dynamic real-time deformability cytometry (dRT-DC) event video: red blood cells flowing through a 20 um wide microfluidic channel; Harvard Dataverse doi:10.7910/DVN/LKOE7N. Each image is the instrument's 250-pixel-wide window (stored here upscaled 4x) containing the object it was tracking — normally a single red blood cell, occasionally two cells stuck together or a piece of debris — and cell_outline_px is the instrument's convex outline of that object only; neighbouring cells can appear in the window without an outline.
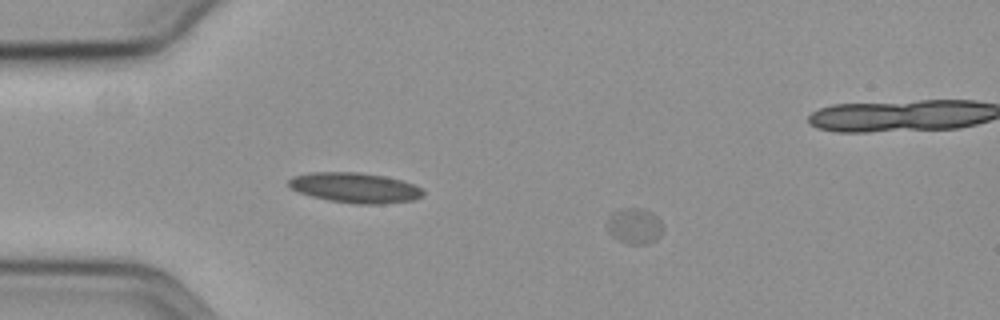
{"species": "common noctule bat (a hibernating species)", "species_latin": "Nyctalus noctula", "temperature_condition": "cold", "stored_images_in_passage": 47, "camera_frame_rate_fps": 3000, "um_per_image_px": 0.085, "animal": {"sex": "female", "body_mass_g": 19.3, "forearm_length_mm": 54.1}, "frame": {"image": 1, "passage_image": 1, "time_ms": 0.0, "image_size_px": [1000, 320], "cell_outline_px": [[660, 236], [656, 240], [648, 244], [628, 244], [616, 240], [608, 232], [608, 220], [612, 212], [628, 208], [640, 208], [652, 212], [660, 220]], "centroid_in_image_um": [53.91, 19.23], "position_along_channel_um": 31.1, "area_um2": 11.5}}
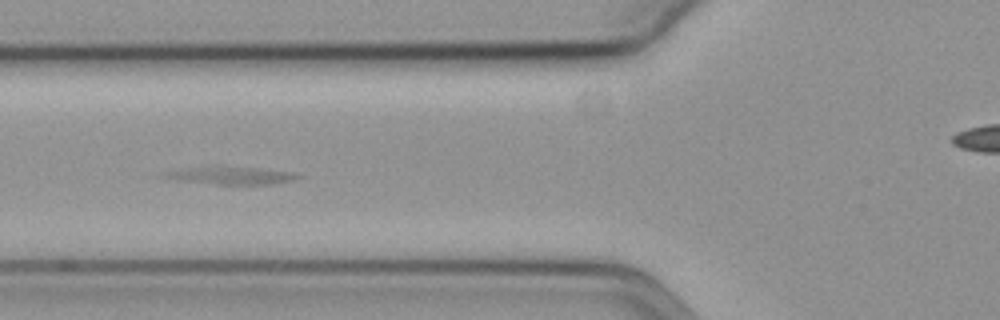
{"frame": {"image": 2, "passage_image": 12, "time_ms": 3.667, "image_size_px": [1000, 320], "cell_outline_px": [[300, 176], [292, 180], [272, 184], [216, 184], [180, 180], [164, 176], [172, 172], [212, 164], [260, 168], [288, 172]], "centroid_in_image_um": [19.73, 14.89], "position_along_channel_um": 106.1, "area_um2": 13.29}}
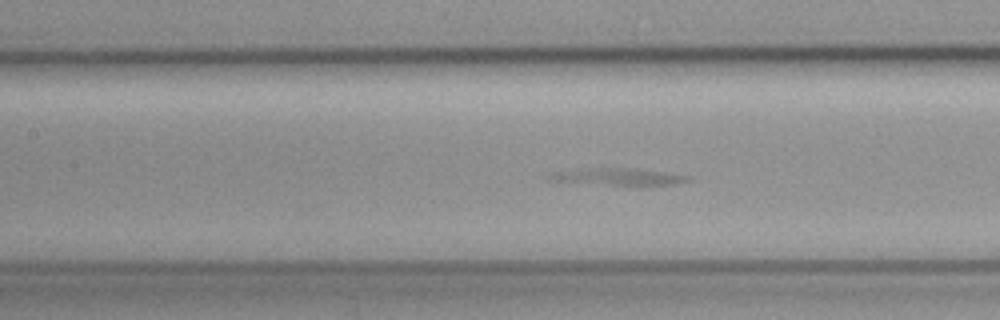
{"frame": {"image": 3, "passage_image": 16, "time_ms": 5.0, "image_size_px": [1000, 320], "cell_outline_px": [[692, 180], [672, 184], [640, 188], [636, 188], [556, 180], [548, 176], [552, 172], [588, 168], [636, 168], [692, 176]], "centroid_in_image_um": [52.74, 15.06], "position_along_channel_um": 154.7, "area_um2": 14.28}}